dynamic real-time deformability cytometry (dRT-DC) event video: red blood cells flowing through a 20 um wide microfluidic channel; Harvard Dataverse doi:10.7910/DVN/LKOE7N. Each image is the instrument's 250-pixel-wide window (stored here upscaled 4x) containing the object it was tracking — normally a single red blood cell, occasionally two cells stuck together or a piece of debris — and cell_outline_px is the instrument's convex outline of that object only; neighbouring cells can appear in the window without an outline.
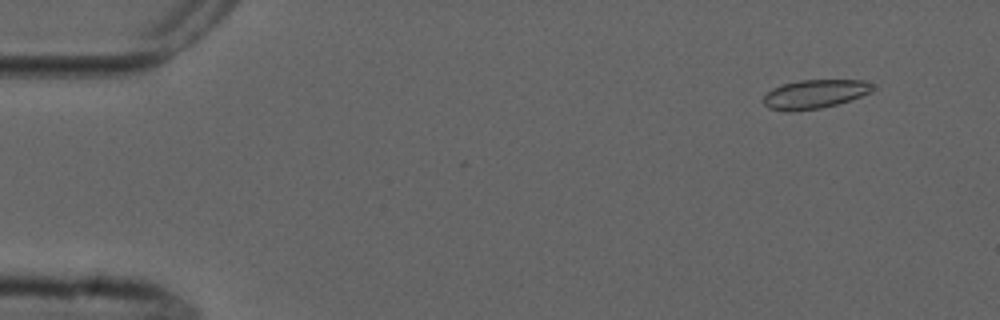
{"species": "common noctule bat (a hibernating species)", "species_latin": "Nyctalus noctula", "temperature_condition": "cold", "stored_images_in_passage": 6, "camera_frame_rate_fps": 3000, "um_per_image_px": 0.085, "animal": {"sex": "male", "forearm_length_mm": 52.5}, "frame": {"image": 1, "passage_image": 2, "time_ms": 1.333, "image_size_px": [1000, 320], "cell_outline_px": [[872, 88], [868, 92], [852, 100], [820, 108], [788, 112], [768, 108], [760, 100], [772, 88], [784, 84], [800, 80], [864, 80], [872, 84]], "centroid_in_image_um": [69.18, 8.0], "position_along_channel_um": 15.8, "area_um2": 18.26}}
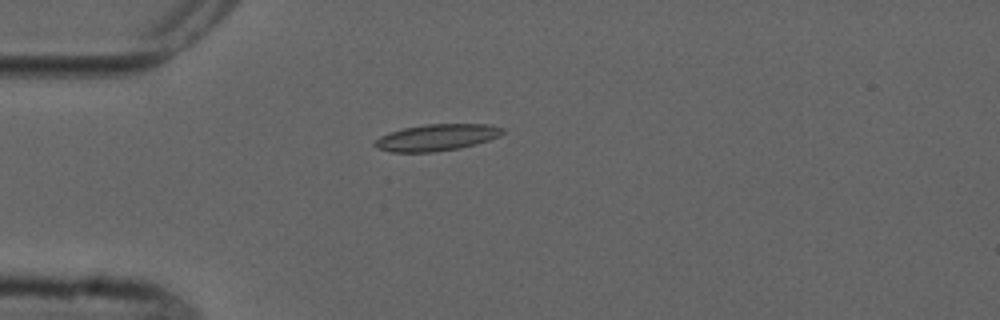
{"frame": {"image": 2, "passage_image": 5, "time_ms": 4.667, "image_size_px": [1000, 320], "cell_outline_px": [[504, 132], [500, 136], [476, 144], [460, 148], [432, 152], [392, 152], [376, 148], [372, 144], [380, 136], [404, 128], [428, 124], [492, 124], [504, 128]], "centroid_in_image_um": [37.14, 11.68], "position_along_channel_um": 47.9, "area_um2": 19.77}}